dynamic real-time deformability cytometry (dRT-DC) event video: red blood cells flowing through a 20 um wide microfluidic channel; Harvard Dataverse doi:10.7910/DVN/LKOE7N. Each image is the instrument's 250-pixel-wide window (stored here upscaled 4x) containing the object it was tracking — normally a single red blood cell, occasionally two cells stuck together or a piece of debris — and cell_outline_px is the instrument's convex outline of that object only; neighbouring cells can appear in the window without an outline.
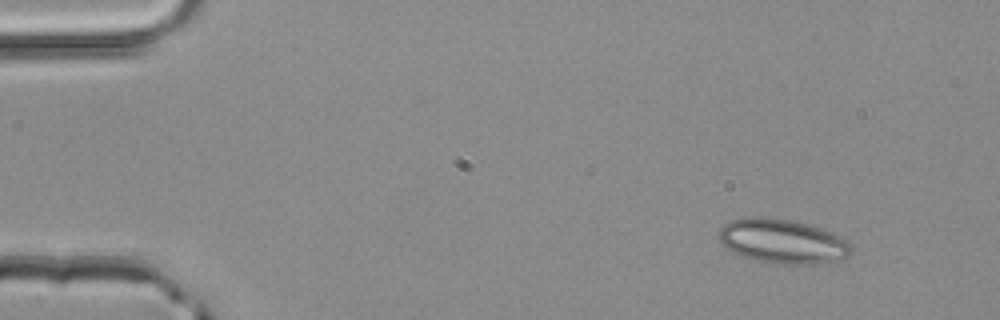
{"species": "common noctule bat (a hibernating species)", "species_latin": "Nyctalus noctula", "temperature_condition": "room temperature", "stored_images_in_passage": 3, "camera_frame_rate_fps": 3000, "um_per_image_px": 0.085, "animal": {"sex": "male", "body_mass_g": 20.4}, "frame": {"image": 1, "passage_image": 1, "time_ms": 0.0, "image_size_px": [1000, 320], "cell_outline_px": [[852, 252], [848, 256], [816, 264], [784, 264], [756, 260], [732, 252], [724, 248], [720, 240], [720, 228], [728, 220], [752, 216], [756, 216], [792, 220], [820, 228], [840, 236], [852, 248]], "centroid_in_image_um": [66.46, 20.5], "position_along_channel_um": 18.5, "area_um2": 33.87}}